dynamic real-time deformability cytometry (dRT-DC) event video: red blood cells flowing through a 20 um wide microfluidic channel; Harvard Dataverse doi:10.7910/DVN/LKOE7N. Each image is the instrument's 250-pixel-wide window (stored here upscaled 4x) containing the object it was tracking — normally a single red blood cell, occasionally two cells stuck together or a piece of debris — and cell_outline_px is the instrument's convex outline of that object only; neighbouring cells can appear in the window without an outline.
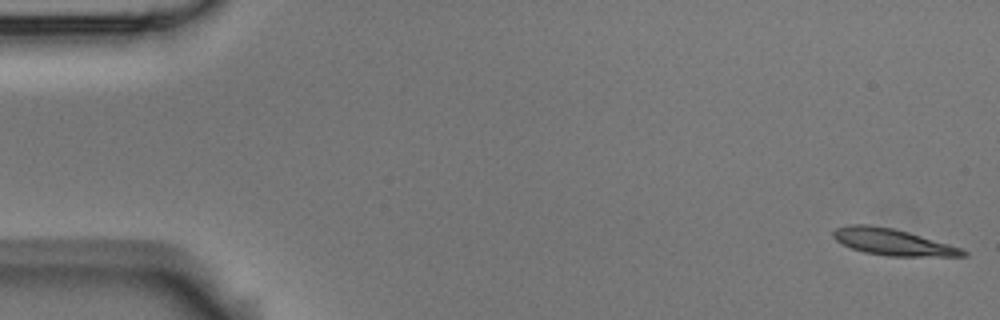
{"species": "Egyptian fruit bat (a non-hibernating species)", "species_latin": "Rousettus aegyptiacus", "temperature_condition": "room temperature", "stored_images_in_passage": 4, "camera_frame_rate_fps": 3000, "um_per_image_px": 0.085, "animal": {"sex": "male"}, "frame": {"image": 1, "passage_image": 1, "time_ms": 0.0, "image_size_px": [1000, 320], "cell_outline_px": [[968, 256], [888, 256], [864, 252], [852, 248], [836, 240], [832, 236], [832, 232], [836, 228], [848, 224], [868, 224], [892, 228], [908, 232], [948, 244], [960, 248], [968, 252]], "centroid_in_image_um": [75.85, 20.56], "position_along_channel_um": 9.2, "area_um2": 19.83}}